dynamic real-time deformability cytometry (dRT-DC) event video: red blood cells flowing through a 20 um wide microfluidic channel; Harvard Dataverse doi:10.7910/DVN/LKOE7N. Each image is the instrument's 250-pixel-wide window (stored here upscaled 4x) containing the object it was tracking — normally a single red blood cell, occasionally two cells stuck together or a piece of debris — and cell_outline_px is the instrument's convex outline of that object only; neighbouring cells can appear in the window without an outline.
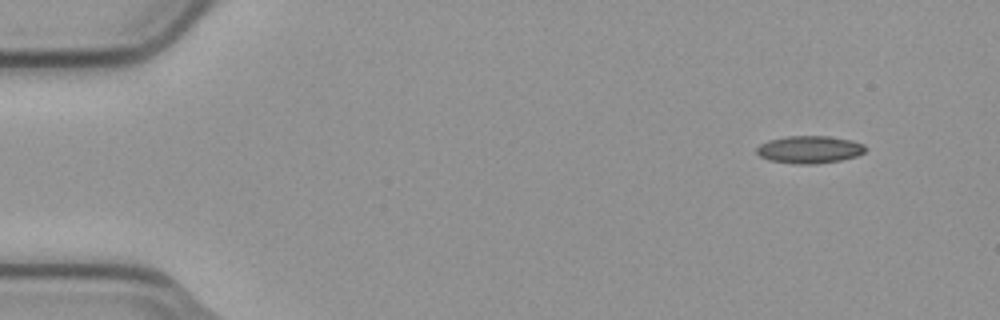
{"species": "common noctule bat (a hibernating species)", "species_latin": "Nyctalus noctula", "temperature_condition": "cold", "stored_images_in_passage": 4, "camera_frame_rate_fps": 3000, "um_per_image_px": 0.085, "animal": {"sex": "male", "body_mass_g": 23.1, "forearm_length_mm": 52.7}, "frame": {"image": 1, "passage_image": 1, "time_ms": 0.0, "image_size_px": [1000, 320], "cell_outline_px": [[868, 148], [864, 152], [856, 156], [840, 160], [812, 164], [796, 164], [768, 160], [760, 156], [756, 152], [756, 148], [760, 144], [768, 140], [784, 136], [828, 136], [852, 140], [864, 144]], "centroid_in_image_um": [68.8, 12.7], "position_along_channel_um": 16.2, "area_um2": 17.51}}
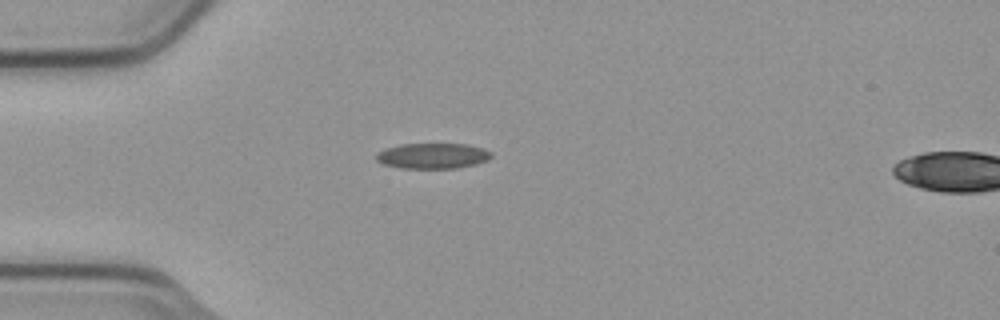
{"frame": {"image": 2, "passage_image": 4, "time_ms": 1.0, "image_size_px": [1000, 320], "cell_outline_px": [[492, 156], [488, 160], [476, 164], [456, 168], [400, 168], [384, 164], [376, 160], [376, 152], [384, 148], [400, 144], [464, 144], [484, 148], [492, 152]], "centroid_in_image_um": [36.77, 13.24], "position_along_channel_um": 48.2, "area_um2": 17.22}}